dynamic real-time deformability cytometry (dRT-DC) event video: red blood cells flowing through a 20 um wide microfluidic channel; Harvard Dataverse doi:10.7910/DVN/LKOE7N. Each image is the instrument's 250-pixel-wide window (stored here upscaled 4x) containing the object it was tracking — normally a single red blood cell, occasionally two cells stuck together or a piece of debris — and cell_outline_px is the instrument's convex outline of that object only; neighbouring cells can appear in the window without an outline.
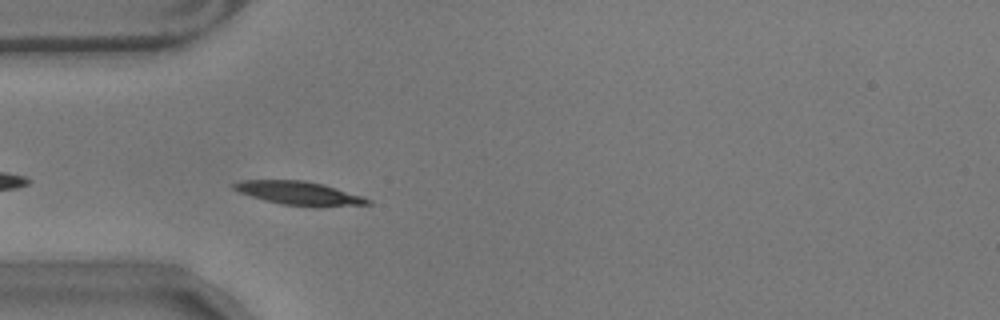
{"species": "common noctule bat (a hibernating species)", "species_latin": "Nyctalus noctula", "temperature_condition": "warm", "stored_images_in_passage": 44, "camera_frame_rate_fps": 3000, "um_per_image_px": 0.085, "animal": {"sex": "male", "body_mass_g": 17.9}, "frame": {"image": 1, "passage_image": 3, "time_ms": 0.667, "image_size_px": [1000, 320], "cell_outline_px": [[372, 204], [316, 208], [280, 204], [264, 200], [240, 192], [232, 188], [232, 184], [240, 180], [304, 180], [324, 184], [364, 196], [372, 200]], "centroid_in_image_um": [25.5, 16.44], "position_along_channel_um": 59.5, "area_um2": 18.84}}
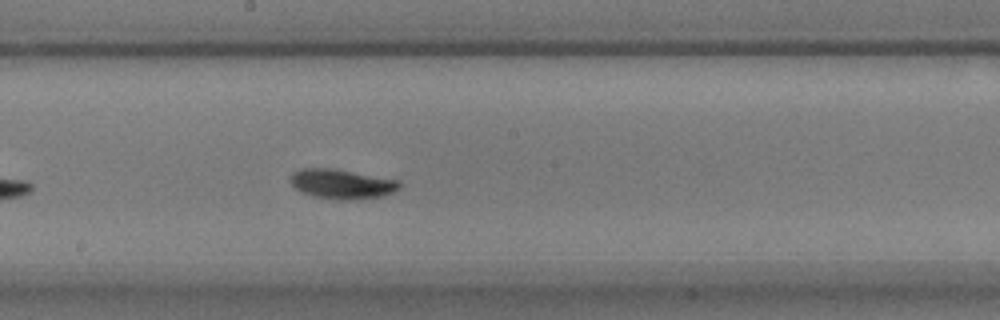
{"frame": {"image": 2, "passage_image": 17, "time_ms": 5.333, "image_size_px": [1000, 320], "cell_outline_px": [[400, 188], [384, 196], [348, 200], [336, 200], [312, 196], [300, 192], [288, 180], [292, 172], [300, 168], [332, 168], [400, 180]], "centroid_in_image_um": [29.02, 15.64], "position_along_channel_um": 219.2, "area_um2": 19.07}}
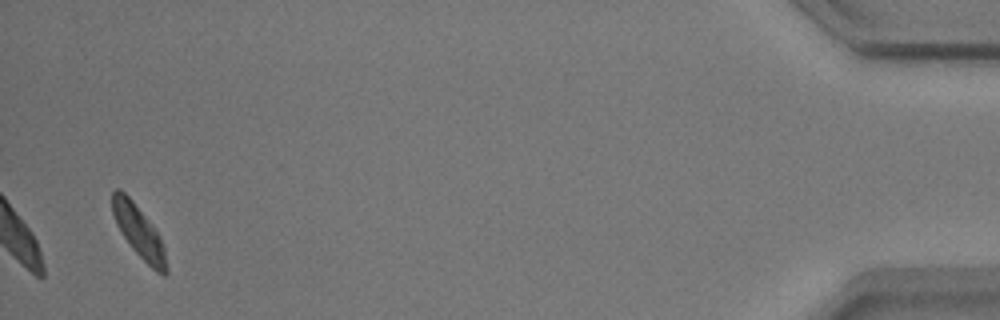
{"frame": {"image": 3, "passage_image": 42, "time_ms": 13.667, "image_size_px": [1000, 320], "cell_outline_px": [[168, 272], [164, 276], [156, 272], [132, 248], [116, 224], [112, 212], [112, 192], [116, 188], [120, 188], [132, 200], [160, 236], [164, 248], [168, 268]], "centroid_in_image_um": [11.81, 19.7], "position_along_channel_um": 423.4, "area_um2": 16.13}, "authors_computed_cell_mechanics": {"area_um2": 17.5134, "velocity_mm_per_s": 3.466, "shape_relaxation_time_tau1_ms": 2.6703, "shape_relaxation_time_tau2_ms": null, "deformation_change_tau1": 0.1404, "deformation_change_tau2": null}}